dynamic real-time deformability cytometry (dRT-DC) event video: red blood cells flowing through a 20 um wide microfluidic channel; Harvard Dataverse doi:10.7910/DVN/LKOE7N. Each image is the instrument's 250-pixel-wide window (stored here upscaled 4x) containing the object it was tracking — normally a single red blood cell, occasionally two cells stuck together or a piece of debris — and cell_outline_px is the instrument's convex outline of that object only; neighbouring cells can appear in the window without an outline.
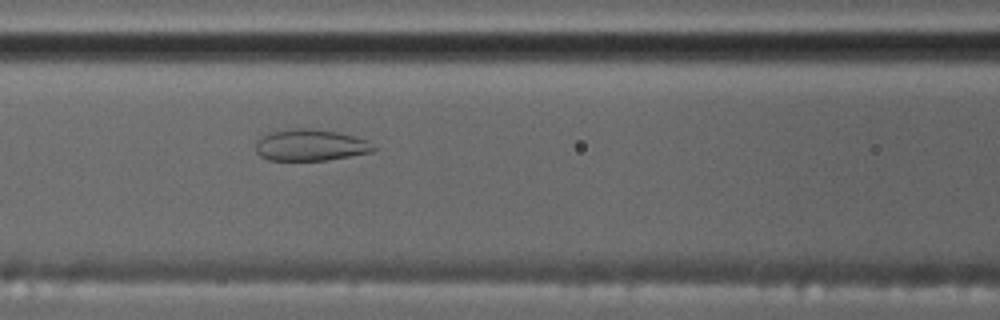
{"species": "common noctule bat (a hibernating species)", "species_latin": "Nyctalus noctula", "temperature_condition": "cold", "stored_images_in_passage": 7, "camera_frame_rate_fps": 3000, "um_per_image_px": 0.085, "animal": {"sex": "male", "body_mass_g": 17.5, "forearm_length_mm": 52.3}, "frame": {"image": 1, "passage_image": 7, "time_ms": 6.667, "image_size_px": [1000, 320], "cell_outline_px": [[380, 148], [372, 152], [328, 160], [268, 160], [260, 156], [256, 152], [256, 140], [268, 132], [296, 128], [308, 128], [336, 132], [368, 140]], "centroid_in_image_um": [26.4, 12.34], "position_along_channel_um": 140.2, "area_um2": 21.79}}